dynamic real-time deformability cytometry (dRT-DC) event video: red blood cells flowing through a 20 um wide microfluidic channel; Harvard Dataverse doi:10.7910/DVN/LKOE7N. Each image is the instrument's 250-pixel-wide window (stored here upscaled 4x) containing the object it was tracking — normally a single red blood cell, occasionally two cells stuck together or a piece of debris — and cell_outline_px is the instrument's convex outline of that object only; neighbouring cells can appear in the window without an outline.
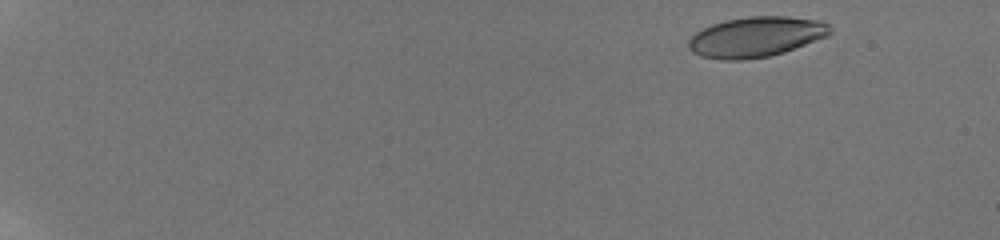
{"species": "human", "species_latin": "Homo sapiens", "temperature_condition": "room temperature", "stored_images_in_passage": 25, "camera_frame_rate_fps": 3000, "um_per_image_px": 0.085, "donor": {"sex": "male"}, "frame": {"image": 1, "passage_image": 2, "time_ms": 1.0, "image_size_px": [1000, 240], "cell_outline_px": [[832, 32], [828, 36], [784, 52], [768, 56], [744, 60], [720, 60], [700, 56], [692, 52], [688, 48], [688, 40], [696, 32], [712, 24], [724, 20], [748, 16], [788, 16], [820, 20], [828, 24], [832, 28]], "centroid_in_image_um": [64.26, 3.13], "position_along_channel_um": 20.7, "area_um2": 33.47}}
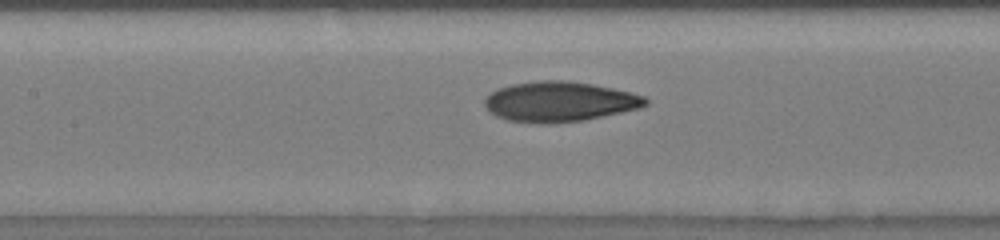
{"frame": {"image": 2, "passage_image": 19, "time_ms": 9.333, "image_size_px": [1000, 240], "cell_outline_px": [[648, 104], [640, 108], [584, 120], [544, 124], [508, 120], [496, 116], [484, 104], [484, 96], [496, 88], [512, 84], [540, 80], [564, 80], [592, 84], [612, 88], [644, 96], [648, 100]], "centroid_in_image_um": [47.53, 8.63], "position_along_channel_um": 159.9, "area_um2": 37.51}}
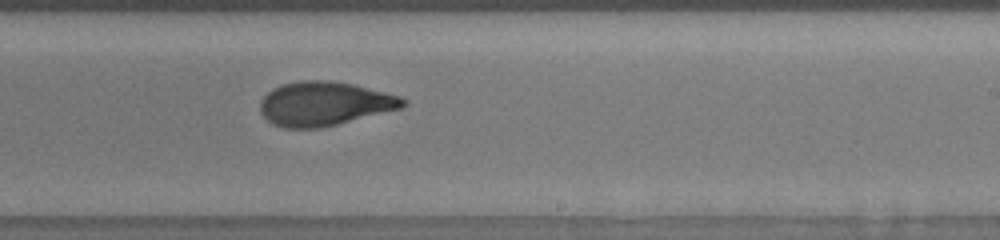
{"frame": {"image": 3, "passage_image": 25, "time_ms": 12.0, "image_size_px": [1000, 240], "cell_outline_px": [[408, 104], [400, 108], [320, 128], [284, 128], [272, 124], [260, 112], [260, 100], [272, 88], [284, 84], [300, 80], [328, 80], [352, 84], [400, 96], [408, 100]], "centroid_in_image_um": [27.55, 8.81], "position_along_channel_um": 261.5, "area_um2": 36.41}}